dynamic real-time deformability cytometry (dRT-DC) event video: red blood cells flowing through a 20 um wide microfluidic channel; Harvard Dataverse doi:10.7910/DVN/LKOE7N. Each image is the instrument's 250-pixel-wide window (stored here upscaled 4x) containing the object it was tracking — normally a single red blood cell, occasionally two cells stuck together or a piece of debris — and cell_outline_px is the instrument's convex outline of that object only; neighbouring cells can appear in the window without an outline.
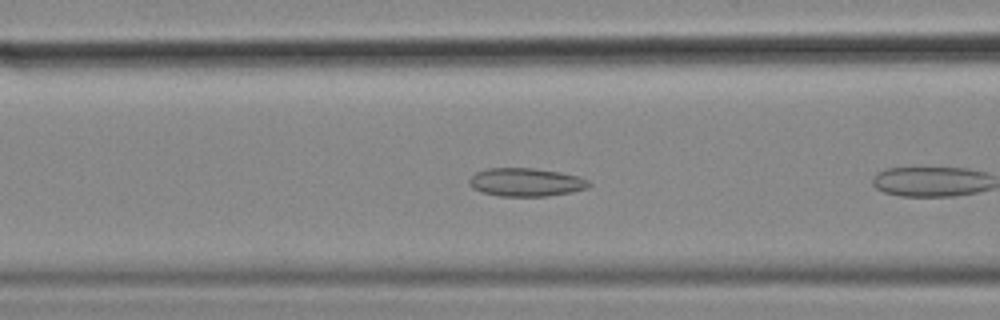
{"species": "common noctule bat (a hibernating species)", "species_latin": "Nyctalus noctula", "temperature_condition": "cold", "stored_images_in_passage": 8, "camera_frame_rate_fps": 3000, "um_per_image_px": 0.085, "animal": {"sex": "female", "body_mass_g": 18.4}, "frame": {"image": 1, "passage_image": 7, "time_ms": 2.0, "image_size_px": [1000, 320], "cell_outline_px": [[592, 184], [588, 188], [572, 192], [548, 196], [500, 196], [484, 192], [472, 188], [468, 184], [468, 180], [476, 172], [488, 168], [532, 168], [560, 172], [580, 176], [588, 180]], "centroid_in_image_um": [44.73, 15.49], "position_along_channel_um": 121.9, "area_um2": 19.83}}